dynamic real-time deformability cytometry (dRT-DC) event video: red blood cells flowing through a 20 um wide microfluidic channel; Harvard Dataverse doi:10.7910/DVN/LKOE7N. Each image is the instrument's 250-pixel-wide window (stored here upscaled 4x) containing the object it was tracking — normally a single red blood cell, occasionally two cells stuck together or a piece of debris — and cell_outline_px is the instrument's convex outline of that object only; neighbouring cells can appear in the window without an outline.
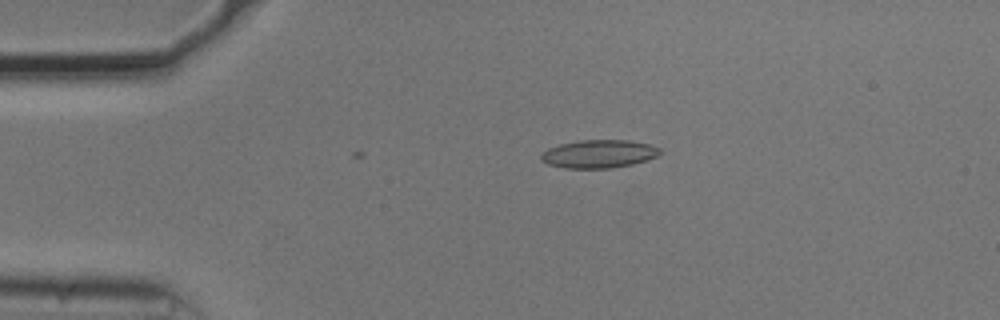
{"species": "common noctule bat (a hibernating species)", "species_latin": "Nyctalus noctula", "temperature_condition": "cold", "stored_images_in_passage": 11, "camera_frame_rate_fps": 3000, "um_per_image_px": 0.085, "animal": {"sex": "male", "body_mass_g": 20.5, "forearm_length_mm": 52.5}, "frame": {"image": 1, "passage_image": 11, "time_ms": 3.333, "image_size_px": [1000, 320], "cell_outline_px": [[664, 152], [656, 156], [632, 164], [612, 168], [564, 168], [548, 164], [540, 160], [540, 156], [548, 148], [560, 144], [580, 140], [628, 140], [652, 144], [660, 148]], "centroid_in_image_um": [50.92, 13.07], "position_along_channel_um": 34.1, "area_um2": 19.54}}